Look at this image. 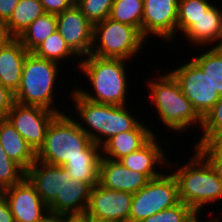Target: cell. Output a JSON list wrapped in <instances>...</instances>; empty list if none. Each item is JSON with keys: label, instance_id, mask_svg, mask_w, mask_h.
Wrapping results in <instances>:
<instances>
[{"label": "cell", "instance_id": "obj_38", "mask_svg": "<svg viewBox=\"0 0 222 222\" xmlns=\"http://www.w3.org/2000/svg\"><path fill=\"white\" fill-rule=\"evenodd\" d=\"M0 222H15L3 192H0Z\"/></svg>", "mask_w": 222, "mask_h": 222}, {"label": "cell", "instance_id": "obj_29", "mask_svg": "<svg viewBox=\"0 0 222 222\" xmlns=\"http://www.w3.org/2000/svg\"><path fill=\"white\" fill-rule=\"evenodd\" d=\"M213 4L211 0H179L177 35H183Z\"/></svg>", "mask_w": 222, "mask_h": 222}, {"label": "cell", "instance_id": "obj_45", "mask_svg": "<svg viewBox=\"0 0 222 222\" xmlns=\"http://www.w3.org/2000/svg\"><path fill=\"white\" fill-rule=\"evenodd\" d=\"M216 216L213 217V222H220L222 219L219 218L218 216L215 218Z\"/></svg>", "mask_w": 222, "mask_h": 222}, {"label": "cell", "instance_id": "obj_30", "mask_svg": "<svg viewBox=\"0 0 222 222\" xmlns=\"http://www.w3.org/2000/svg\"><path fill=\"white\" fill-rule=\"evenodd\" d=\"M200 219L188 205L183 202L162 210L139 222H197Z\"/></svg>", "mask_w": 222, "mask_h": 222}, {"label": "cell", "instance_id": "obj_36", "mask_svg": "<svg viewBox=\"0 0 222 222\" xmlns=\"http://www.w3.org/2000/svg\"><path fill=\"white\" fill-rule=\"evenodd\" d=\"M14 102V94L0 84V119H6Z\"/></svg>", "mask_w": 222, "mask_h": 222}, {"label": "cell", "instance_id": "obj_32", "mask_svg": "<svg viewBox=\"0 0 222 222\" xmlns=\"http://www.w3.org/2000/svg\"><path fill=\"white\" fill-rule=\"evenodd\" d=\"M26 171L12 159H0V192L20 183Z\"/></svg>", "mask_w": 222, "mask_h": 222}, {"label": "cell", "instance_id": "obj_40", "mask_svg": "<svg viewBox=\"0 0 222 222\" xmlns=\"http://www.w3.org/2000/svg\"><path fill=\"white\" fill-rule=\"evenodd\" d=\"M68 218H69L68 216L48 211L37 222H65Z\"/></svg>", "mask_w": 222, "mask_h": 222}, {"label": "cell", "instance_id": "obj_43", "mask_svg": "<svg viewBox=\"0 0 222 222\" xmlns=\"http://www.w3.org/2000/svg\"><path fill=\"white\" fill-rule=\"evenodd\" d=\"M0 159H11L8 154L5 152L3 146L0 143Z\"/></svg>", "mask_w": 222, "mask_h": 222}, {"label": "cell", "instance_id": "obj_21", "mask_svg": "<svg viewBox=\"0 0 222 222\" xmlns=\"http://www.w3.org/2000/svg\"><path fill=\"white\" fill-rule=\"evenodd\" d=\"M155 131L140 123L135 129L118 133L101 146L102 158L119 161L124 156L140 149Z\"/></svg>", "mask_w": 222, "mask_h": 222}, {"label": "cell", "instance_id": "obj_7", "mask_svg": "<svg viewBox=\"0 0 222 222\" xmlns=\"http://www.w3.org/2000/svg\"><path fill=\"white\" fill-rule=\"evenodd\" d=\"M148 44L141 32L128 24L106 18L93 25V44L90 55L101 58H120L131 62Z\"/></svg>", "mask_w": 222, "mask_h": 222}, {"label": "cell", "instance_id": "obj_3", "mask_svg": "<svg viewBox=\"0 0 222 222\" xmlns=\"http://www.w3.org/2000/svg\"><path fill=\"white\" fill-rule=\"evenodd\" d=\"M58 114L49 124L43 146L36 153V160L63 166L69 159L84 156H102L101 147L80 128L69 113Z\"/></svg>", "mask_w": 222, "mask_h": 222}, {"label": "cell", "instance_id": "obj_1", "mask_svg": "<svg viewBox=\"0 0 222 222\" xmlns=\"http://www.w3.org/2000/svg\"><path fill=\"white\" fill-rule=\"evenodd\" d=\"M128 60L120 58H101L88 55L81 58L79 71L89 80L90 89L75 86L74 90L83 98L99 104L126 106L129 92ZM128 80V81H127ZM77 87V88H76Z\"/></svg>", "mask_w": 222, "mask_h": 222}, {"label": "cell", "instance_id": "obj_19", "mask_svg": "<svg viewBox=\"0 0 222 222\" xmlns=\"http://www.w3.org/2000/svg\"><path fill=\"white\" fill-rule=\"evenodd\" d=\"M42 201L49 207L64 185V167L36 160L26 171Z\"/></svg>", "mask_w": 222, "mask_h": 222}, {"label": "cell", "instance_id": "obj_35", "mask_svg": "<svg viewBox=\"0 0 222 222\" xmlns=\"http://www.w3.org/2000/svg\"><path fill=\"white\" fill-rule=\"evenodd\" d=\"M46 13L59 14L72 7L76 0H39Z\"/></svg>", "mask_w": 222, "mask_h": 222}, {"label": "cell", "instance_id": "obj_34", "mask_svg": "<svg viewBox=\"0 0 222 222\" xmlns=\"http://www.w3.org/2000/svg\"><path fill=\"white\" fill-rule=\"evenodd\" d=\"M200 154H222V129L213 132L204 142L193 147Z\"/></svg>", "mask_w": 222, "mask_h": 222}, {"label": "cell", "instance_id": "obj_11", "mask_svg": "<svg viewBox=\"0 0 222 222\" xmlns=\"http://www.w3.org/2000/svg\"><path fill=\"white\" fill-rule=\"evenodd\" d=\"M133 194L111 190L99 183L92 187L84 217L93 222H129Z\"/></svg>", "mask_w": 222, "mask_h": 222}, {"label": "cell", "instance_id": "obj_27", "mask_svg": "<svg viewBox=\"0 0 222 222\" xmlns=\"http://www.w3.org/2000/svg\"><path fill=\"white\" fill-rule=\"evenodd\" d=\"M102 156H84L69 159L63 167H65L71 178H75L81 182H87L92 187L99 183V168Z\"/></svg>", "mask_w": 222, "mask_h": 222}, {"label": "cell", "instance_id": "obj_23", "mask_svg": "<svg viewBox=\"0 0 222 222\" xmlns=\"http://www.w3.org/2000/svg\"><path fill=\"white\" fill-rule=\"evenodd\" d=\"M46 12L39 0H20L4 24L10 37L17 38L34 20Z\"/></svg>", "mask_w": 222, "mask_h": 222}, {"label": "cell", "instance_id": "obj_10", "mask_svg": "<svg viewBox=\"0 0 222 222\" xmlns=\"http://www.w3.org/2000/svg\"><path fill=\"white\" fill-rule=\"evenodd\" d=\"M58 115L43 107L14 102L6 119L35 153L43 146L49 124Z\"/></svg>", "mask_w": 222, "mask_h": 222}, {"label": "cell", "instance_id": "obj_2", "mask_svg": "<svg viewBox=\"0 0 222 222\" xmlns=\"http://www.w3.org/2000/svg\"><path fill=\"white\" fill-rule=\"evenodd\" d=\"M193 149L186 164L180 166V161H170L167 168L172 169L170 171L177 180L180 202L188 205L199 216L204 214V209L207 210L206 206L211 207V203L213 206L222 201V180L208 161Z\"/></svg>", "mask_w": 222, "mask_h": 222}, {"label": "cell", "instance_id": "obj_18", "mask_svg": "<svg viewBox=\"0 0 222 222\" xmlns=\"http://www.w3.org/2000/svg\"><path fill=\"white\" fill-rule=\"evenodd\" d=\"M222 6L213 4L205 14L182 35L189 45L222 46Z\"/></svg>", "mask_w": 222, "mask_h": 222}, {"label": "cell", "instance_id": "obj_33", "mask_svg": "<svg viewBox=\"0 0 222 222\" xmlns=\"http://www.w3.org/2000/svg\"><path fill=\"white\" fill-rule=\"evenodd\" d=\"M222 129V96L202 119L201 134L195 144L204 142L213 132ZM201 135V136H200Z\"/></svg>", "mask_w": 222, "mask_h": 222}, {"label": "cell", "instance_id": "obj_15", "mask_svg": "<svg viewBox=\"0 0 222 222\" xmlns=\"http://www.w3.org/2000/svg\"><path fill=\"white\" fill-rule=\"evenodd\" d=\"M91 189L89 183L71 178L64 167V185L48 210L68 217H83L89 204Z\"/></svg>", "mask_w": 222, "mask_h": 222}, {"label": "cell", "instance_id": "obj_17", "mask_svg": "<svg viewBox=\"0 0 222 222\" xmlns=\"http://www.w3.org/2000/svg\"><path fill=\"white\" fill-rule=\"evenodd\" d=\"M142 173L126 168L120 161L101 157L99 184L107 189L135 194L148 183Z\"/></svg>", "mask_w": 222, "mask_h": 222}, {"label": "cell", "instance_id": "obj_16", "mask_svg": "<svg viewBox=\"0 0 222 222\" xmlns=\"http://www.w3.org/2000/svg\"><path fill=\"white\" fill-rule=\"evenodd\" d=\"M157 140L155 134L140 149L124 156L119 161L126 168L144 174L149 180L161 176L165 171L164 167H168L169 158L168 152L165 154L167 149H164Z\"/></svg>", "mask_w": 222, "mask_h": 222}, {"label": "cell", "instance_id": "obj_24", "mask_svg": "<svg viewBox=\"0 0 222 222\" xmlns=\"http://www.w3.org/2000/svg\"><path fill=\"white\" fill-rule=\"evenodd\" d=\"M56 30V15L45 13L34 20L17 38L28 52H33Z\"/></svg>", "mask_w": 222, "mask_h": 222}, {"label": "cell", "instance_id": "obj_22", "mask_svg": "<svg viewBox=\"0 0 222 222\" xmlns=\"http://www.w3.org/2000/svg\"><path fill=\"white\" fill-rule=\"evenodd\" d=\"M0 143L25 171L36 161V153L7 119H0Z\"/></svg>", "mask_w": 222, "mask_h": 222}, {"label": "cell", "instance_id": "obj_25", "mask_svg": "<svg viewBox=\"0 0 222 222\" xmlns=\"http://www.w3.org/2000/svg\"><path fill=\"white\" fill-rule=\"evenodd\" d=\"M33 53L40 58L56 62L58 64H66V61L73 60V66L78 62L76 68L79 67L80 58L69 48L60 32L56 30L47 37ZM78 58V59H77ZM70 59V60H69ZM66 60V61H65ZM64 61V62H63ZM75 63V64H74Z\"/></svg>", "mask_w": 222, "mask_h": 222}, {"label": "cell", "instance_id": "obj_44", "mask_svg": "<svg viewBox=\"0 0 222 222\" xmlns=\"http://www.w3.org/2000/svg\"><path fill=\"white\" fill-rule=\"evenodd\" d=\"M207 219H208V220H207ZM207 219H204V220H203V219H201V220L199 219L197 222H202V221H203V222H213V218H212V219H211V218H210V219L207 218Z\"/></svg>", "mask_w": 222, "mask_h": 222}, {"label": "cell", "instance_id": "obj_6", "mask_svg": "<svg viewBox=\"0 0 222 222\" xmlns=\"http://www.w3.org/2000/svg\"><path fill=\"white\" fill-rule=\"evenodd\" d=\"M59 65L29 52L24 60L19 89L14 94L15 102L43 107L58 114L64 113L61 108H57L61 106H56L55 103L57 95L55 86H58L55 84H59L57 80L61 69Z\"/></svg>", "mask_w": 222, "mask_h": 222}, {"label": "cell", "instance_id": "obj_37", "mask_svg": "<svg viewBox=\"0 0 222 222\" xmlns=\"http://www.w3.org/2000/svg\"><path fill=\"white\" fill-rule=\"evenodd\" d=\"M20 0H0V22L5 24Z\"/></svg>", "mask_w": 222, "mask_h": 222}, {"label": "cell", "instance_id": "obj_26", "mask_svg": "<svg viewBox=\"0 0 222 222\" xmlns=\"http://www.w3.org/2000/svg\"><path fill=\"white\" fill-rule=\"evenodd\" d=\"M204 52L191 58L208 76L213 89L222 96V46L203 47Z\"/></svg>", "mask_w": 222, "mask_h": 222}, {"label": "cell", "instance_id": "obj_28", "mask_svg": "<svg viewBox=\"0 0 222 222\" xmlns=\"http://www.w3.org/2000/svg\"><path fill=\"white\" fill-rule=\"evenodd\" d=\"M143 0H114L109 18L137 28L142 34Z\"/></svg>", "mask_w": 222, "mask_h": 222}, {"label": "cell", "instance_id": "obj_12", "mask_svg": "<svg viewBox=\"0 0 222 222\" xmlns=\"http://www.w3.org/2000/svg\"><path fill=\"white\" fill-rule=\"evenodd\" d=\"M179 0H143L142 36L159 37L164 43L175 40ZM150 35V36H149Z\"/></svg>", "mask_w": 222, "mask_h": 222}, {"label": "cell", "instance_id": "obj_8", "mask_svg": "<svg viewBox=\"0 0 222 222\" xmlns=\"http://www.w3.org/2000/svg\"><path fill=\"white\" fill-rule=\"evenodd\" d=\"M167 169L133 194L129 222H139L180 203L177 180Z\"/></svg>", "mask_w": 222, "mask_h": 222}, {"label": "cell", "instance_id": "obj_20", "mask_svg": "<svg viewBox=\"0 0 222 222\" xmlns=\"http://www.w3.org/2000/svg\"><path fill=\"white\" fill-rule=\"evenodd\" d=\"M28 53L20 40L14 37L0 47V84L13 94L19 89L24 60Z\"/></svg>", "mask_w": 222, "mask_h": 222}, {"label": "cell", "instance_id": "obj_4", "mask_svg": "<svg viewBox=\"0 0 222 222\" xmlns=\"http://www.w3.org/2000/svg\"><path fill=\"white\" fill-rule=\"evenodd\" d=\"M157 70L154 79L145 81L149 92L151 104L158 113L159 122L166 128L181 134L191 128L193 132L200 130L202 127V118L193 108L191 102L182 93L177 80L170 72L159 74ZM161 75V76H160ZM148 85V86H147ZM150 89V90H149ZM198 129H195V127ZM200 128V129H199ZM177 132V133H176Z\"/></svg>", "mask_w": 222, "mask_h": 222}, {"label": "cell", "instance_id": "obj_41", "mask_svg": "<svg viewBox=\"0 0 222 222\" xmlns=\"http://www.w3.org/2000/svg\"><path fill=\"white\" fill-rule=\"evenodd\" d=\"M10 38L11 37L8 35L6 31L5 25L2 22H0V47Z\"/></svg>", "mask_w": 222, "mask_h": 222}, {"label": "cell", "instance_id": "obj_14", "mask_svg": "<svg viewBox=\"0 0 222 222\" xmlns=\"http://www.w3.org/2000/svg\"><path fill=\"white\" fill-rule=\"evenodd\" d=\"M2 192L15 222H37L49 211L27 177Z\"/></svg>", "mask_w": 222, "mask_h": 222}, {"label": "cell", "instance_id": "obj_9", "mask_svg": "<svg viewBox=\"0 0 222 222\" xmlns=\"http://www.w3.org/2000/svg\"><path fill=\"white\" fill-rule=\"evenodd\" d=\"M181 62V66L177 65L175 69L172 68L169 72L177 80L182 93L203 119L219 100L220 95L211 86L208 76L191 58L187 62L185 61V64L183 61Z\"/></svg>", "mask_w": 222, "mask_h": 222}, {"label": "cell", "instance_id": "obj_13", "mask_svg": "<svg viewBox=\"0 0 222 222\" xmlns=\"http://www.w3.org/2000/svg\"><path fill=\"white\" fill-rule=\"evenodd\" d=\"M57 30L69 48L81 59L91 53L93 44V24L74 4L56 15Z\"/></svg>", "mask_w": 222, "mask_h": 222}, {"label": "cell", "instance_id": "obj_31", "mask_svg": "<svg viewBox=\"0 0 222 222\" xmlns=\"http://www.w3.org/2000/svg\"><path fill=\"white\" fill-rule=\"evenodd\" d=\"M114 0H76L75 4L80 8L86 18L95 25L110 16Z\"/></svg>", "mask_w": 222, "mask_h": 222}, {"label": "cell", "instance_id": "obj_42", "mask_svg": "<svg viewBox=\"0 0 222 222\" xmlns=\"http://www.w3.org/2000/svg\"><path fill=\"white\" fill-rule=\"evenodd\" d=\"M65 222H86V218L83 217H69Z\"/></svg>", "mask_w": 222, "mask_h": 222}, {"label": "cell", "instance_id": "obj_5", "mask_svg": "<svg viewBox=\"0 0 222 222\" xmlns=\"http://www.w3.org/2000/svg\"><path fill=\"white\" fill-rule=\"evenodd\" d=\"M69 94L74 103L73 108L76 110L77 119L75 118V120L92 141L100 147L114 135L133 130L141 122L144 123V121H139L136 114L131 113L132 109L129 110V105L94 103L80 96L75 90Z\"/></svg>", "mask_w": 222, "mask_h": 222}, {"label": "cell", "instance_id": "obj_39", "mask_svg": "<svg viewBox=\"0 0 222 222\" xmlns=\"http://www.w3.org/2000/svg\"><path fill=\"white\" fill-rule=\"evenodd\" d=\"M222 180V154H201Z\"/></svg>", "mask_w": 222, "mask_h": 222}]
</instances>
